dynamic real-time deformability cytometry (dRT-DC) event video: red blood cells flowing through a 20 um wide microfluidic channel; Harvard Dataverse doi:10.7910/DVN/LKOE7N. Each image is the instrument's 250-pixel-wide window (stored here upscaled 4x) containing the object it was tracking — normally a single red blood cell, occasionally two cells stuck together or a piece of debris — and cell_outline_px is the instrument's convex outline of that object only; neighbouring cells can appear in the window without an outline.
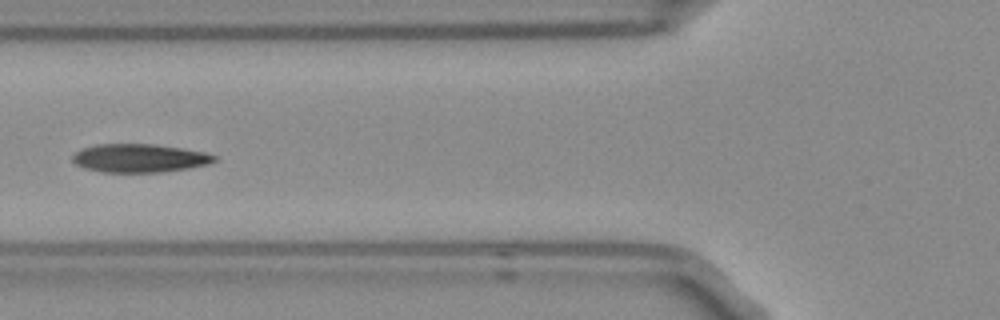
{"species": "Egyptian fruit bat (a non-hibernating species)", "species_latin": "Rousettus aegyptiacus", "temperature_condition": "room temperature", "stored_images_in_passage": 5, "camera_frame_rate_fps": 3000, "um_per_image_px": 0.085, "frame": {"image": 1, "passage_image": 5, "time_ms": 1.333, "image_size_px": [1000, 320], "cell_outline_px": [[216, 160], [208, 164], [188, 168], [160, 172], [100, 172], [84, 168], [76, 164], [72, 160], [72, 156], [76, 152], [84, 148], [96, 144], [152, 144], [180, 148], [204, 152], [216, 156]], "centroid_in_image_um": [11.83, 13.44], "position_along_channel_um": 114.0, "area_um2": 23.29}}